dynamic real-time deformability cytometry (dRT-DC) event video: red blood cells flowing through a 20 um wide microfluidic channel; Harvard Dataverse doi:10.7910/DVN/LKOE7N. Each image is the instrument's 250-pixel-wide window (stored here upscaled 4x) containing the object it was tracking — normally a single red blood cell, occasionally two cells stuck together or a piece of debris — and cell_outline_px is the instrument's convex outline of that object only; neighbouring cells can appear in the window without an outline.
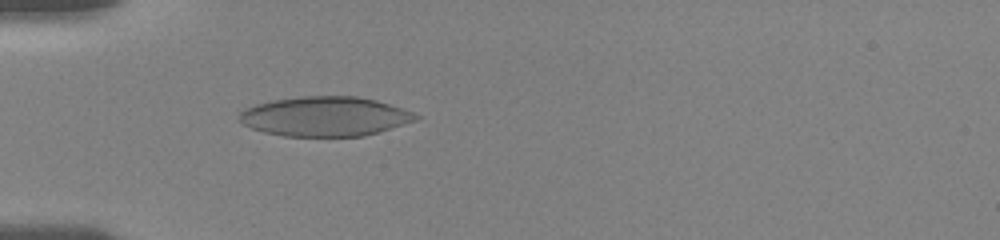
{"species": "human", "species_latin": "Homo sapiens", "temperature_condition": "room temperature", "stored_images_in_passage": 34, "camera_frame_rate_fps": 3000, "um_per_image_px": 0.085, "donor": {"sex": "female"}, "frame": {"image": 1, "passage_image": 8, "time_ms": 2.333, "image_size_px": [1000, 240], "cell_outline_px": [[420, 116], [416, 120], [364, 136], [284, 136], [264, 132], [252, 128], [244, 124], [240, 120], [240, 112], [256, 104], [272, 100], [300, 96], [356, 96], [376, 100], [412, 112]], "centroid_in_image_um": [27.61, 9.89], "position_along_channel_um": 57.4, "area_um2": 40.29}}
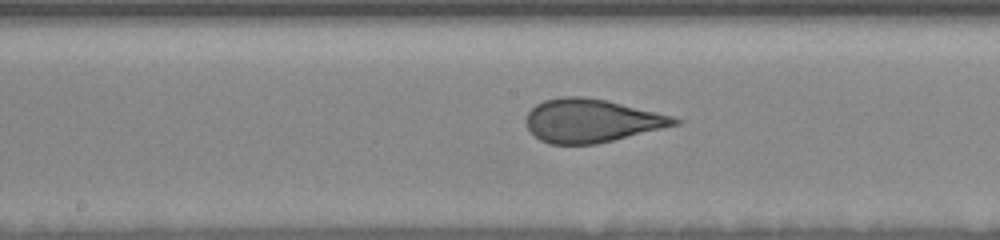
{"frame": {"image": 2, "passage_image": 18, "time_ms": 6.333, "image_size_px": [1000, 240], "cell_outline_px": [[684, 120], [680, 124], [596, 144], [548, 144], [540, 140], [528, 128], [528, 112], [536, 104], [544, 100], [560, 96], [580, 96], [608, 100], [672, 116]], "centroid_in_image_um": [50.3, 10.25], "position_along_channel_um": 197.9, "area_um2": 37.28}}
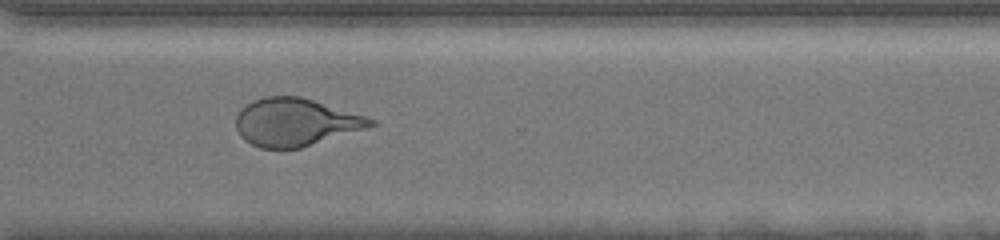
{"frame": {"image": 3, "passage_image": 29, "time_ms": 10.333, "image_size_px": [1000, 240], "cell_outline_px": [[380, 124], [300, 148], [260, 148], [244, 140], [240, 136], [236, 128], [236, 116], [240, 108], [252, 100], [264, 96], [300, 96], [364, 116], [376, 120]], "centroid_in_image_um": [25.08, 10.38], "position_along_channel_um": 345.5, "area_um2": 37.34}, "authors_computed_cell_mechanics": {"area_um2": 38.3214, "velocity_mm_per_s": 3.6999, "shape_relaxation_time_tau1_ms": 6.371, "shape_relaxation_time_tau2_ms": 0.6605, "deformation_change_tau1": 0.1717, "deformation_change_tau2": 0.0605}}